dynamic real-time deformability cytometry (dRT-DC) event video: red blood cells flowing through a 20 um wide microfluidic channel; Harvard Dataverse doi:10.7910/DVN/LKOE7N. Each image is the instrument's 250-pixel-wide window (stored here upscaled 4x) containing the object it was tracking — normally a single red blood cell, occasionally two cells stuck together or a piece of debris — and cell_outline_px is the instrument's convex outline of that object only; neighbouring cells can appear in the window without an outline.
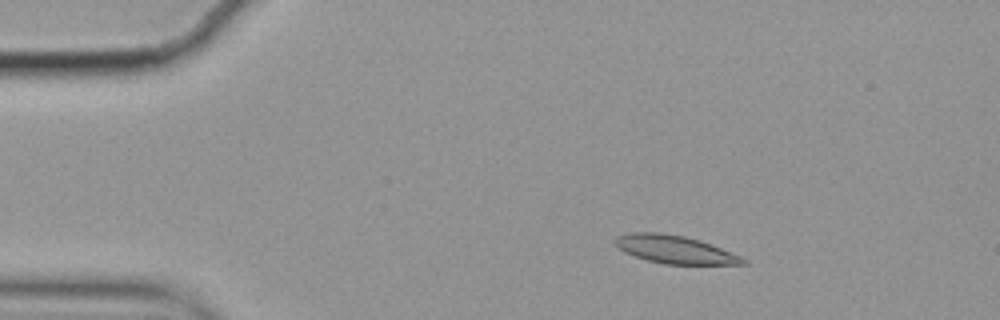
{"species": "common noctule bat (a hibernating species)", "species_latin": "Nyctalus noctula", "temperature_condition": "cold", "stored_images_in_passage": 57, "camera_frame_rate_fps": 3000, "um_per_image_px": 0.085, "animal": {"sex": "female", "body_mass_g": 19.9}, "frame": {"image": 1, "passage_image": 9, "time_ms": 2.667, "image_size_px": [1000, 320], "cell_outline_px": [[748, 264], [664, 264], [648, 260], [624, 252], [612, 240], [616, 236], [632, 232], [660, 232], [684, 236], [700, 240], [712, 244], [740, 256], [748, 260]], "centroid_in_image_um": [57.36, 21.19], "position_along_channel_um": 27.6, "area_um2": 20.81}}
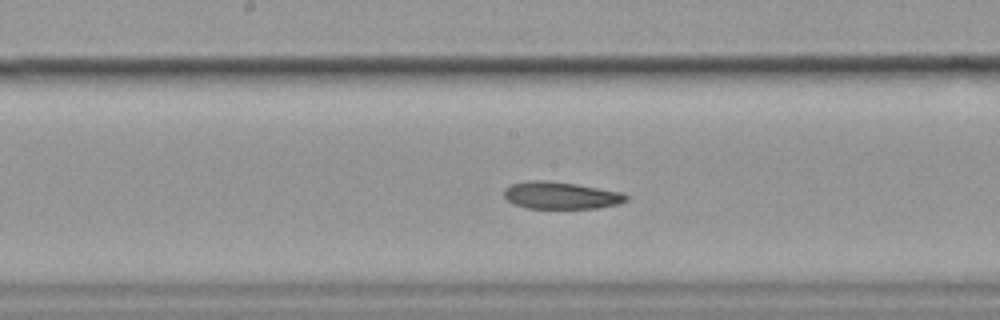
{"frame": {"image": 2, "passage_image": 29, "time_ms": 9.333, "image_size_px": [1000, 320], "cell_outline_px": [[628, 200], [620, 204], [596, 208], [524, 208], [512, 204], [504, 196], [504, 188], [512, 184], [532, 180], [544, 180], [576, 184], [620, 192], [628, 196]], "centroid_in_image_um": [47.65, 16.62], "position_along_channel_um": 200.5, "area_um2": 19.31}}
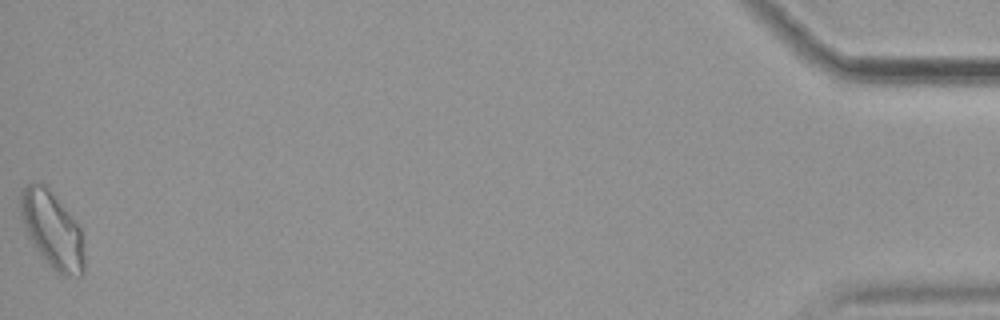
{"frame": {"image": 3, "passage_image": 57, "time_ms": 18.667, "image_size_px": [1000, 320], "cell_outline_px": [[84, 272], [80, 276], [60, 276], [40, 256], [28, 236], [20, 220], [20, 188], [28, 184], [40, 180], [48, 188], [80, 228], [84, 256]], "centroid_in_image_um": [4.39, 19.55], "position_along_channel_um": 430.8, "area_um2": 28.5}, "authors_computed_cell_mechanics": {"area_um2": 20.808, "velocity_mm_per_s": 3.4853, "shape_relaxation_time_tau1_ms": 8.0126, "shape_relaxation_time_tau2_ms": 5.6661, "deformation_change_tau1": 0.1854, "deformation_change_tau2": 0.1409}}